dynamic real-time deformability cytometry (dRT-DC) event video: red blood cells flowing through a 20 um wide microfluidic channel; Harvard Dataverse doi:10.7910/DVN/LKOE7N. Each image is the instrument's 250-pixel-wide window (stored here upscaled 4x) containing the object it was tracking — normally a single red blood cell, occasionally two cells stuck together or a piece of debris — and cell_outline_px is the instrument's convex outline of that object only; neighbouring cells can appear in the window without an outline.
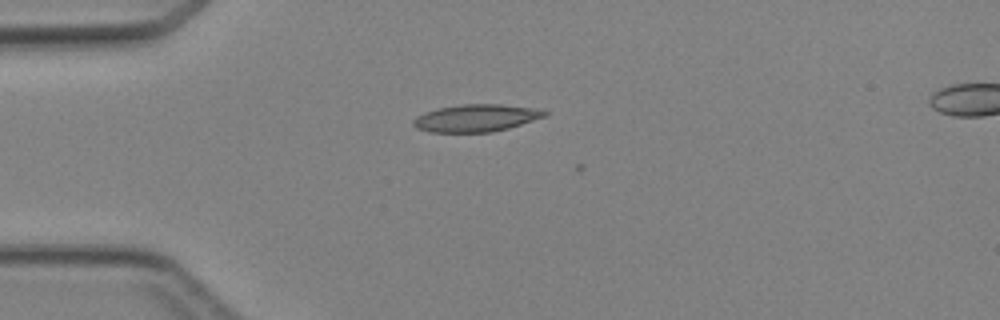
{"species": "Egyptian fruit bat (a non-hibernating species)", "species_latin": "Rousettus aegyptiacus", "temperature_condition": "cold", "stored_images_in_passage": 2, "camera_frame_rate_fps": 3000, "um_per_image_px": 0.085, "animal": {"sex": "female"}, "frame": {"image": 1, "passage_image": 1, "time_ms": 0.0, "image_size_px": [1000, 320], "cell_outline_px": [[548, 116], [508, 128], [492, 132], [428, 132], [416, 128], [412, 124], [412, 120], [416, 116], [424, 112], [440, 108], [460, 104], [500, 104], [532, 108], [548, 112]], "centroid_in_image_um": [40.43, 10.04], "position_along_channel_um": 44.6, "area_um2": 20.92}}